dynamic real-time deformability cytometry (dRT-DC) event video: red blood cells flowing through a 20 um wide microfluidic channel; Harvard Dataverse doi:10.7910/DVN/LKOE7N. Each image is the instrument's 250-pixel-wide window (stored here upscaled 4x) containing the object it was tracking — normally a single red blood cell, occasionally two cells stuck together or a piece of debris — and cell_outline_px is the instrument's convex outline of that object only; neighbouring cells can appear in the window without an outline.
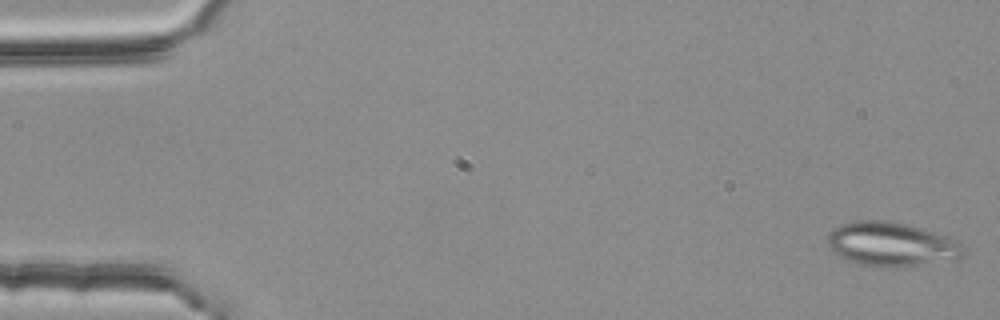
{"species": "common noctule bat (a hibernating species)", "species_latin": "Nyctalus noctula", "temperature_condition": "room temperature", "stored_images_in_passage": 52, "camera_frame_rate_fps": 3000, "um_per_image_px": 0.085, "animal": {"sex": "female", "body_mass_g": 25.1}, "frame": {"image": 1, "passage_image": 1, "time_ms": 0.0, "image_size_px": [1000, 320], "cell_outline_px": [[964, 256], [956, 260], [896, 268], [860, 264], [840, 256], [828, 244], [828, 236], [832, 228], [840, 224], [852, 220], [888, 220], [920, 228], [960, 240], [964, 248]], "centroid_in_image_um": [75.83, 20.76], "position_along_channel_um": 9.2, "area_um2": 35.08}}
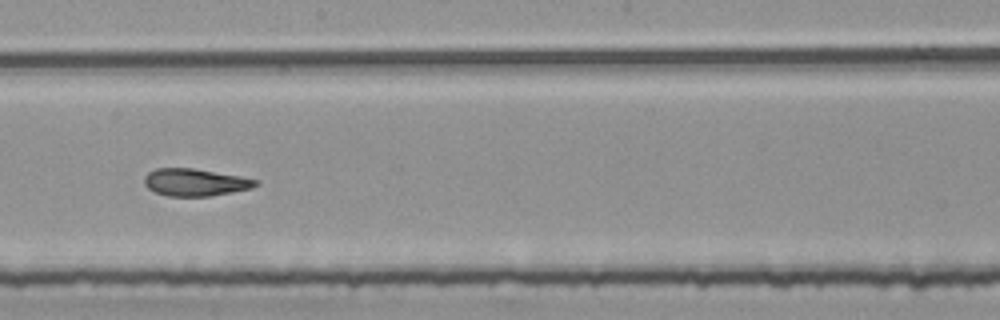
{"frame": {"image": 2, "passage_image": 30, "time_ms": 9.667, "image_size_px": [1000, 320], "cell_outline_px": [[260, 184], [252, 188], [212, 196], [168, 196], [156, 192], [148, 188], [144, 184], [144, 176], [148, 172], [156, 168], [192, 168], [240, 176], [260, 180]], "centroid_in_image_um": [16.61, 15.49], "position_along_channel_um": 231.6, "area_um2": 17.8}}
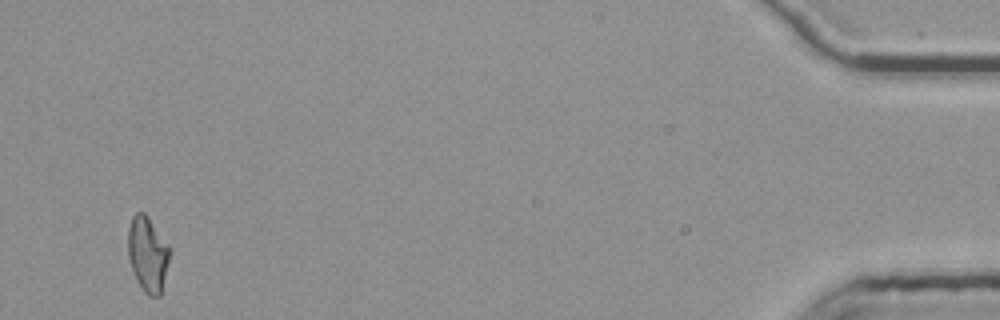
{"frame": {"image": 3, "passage_image": 52, "time_ms": 17.0, "image_size_px": [1000, 320], "cell_outline_px": [[168, 260], [160, 296], [148, 296], [144, 292], [136, 280], [128, 256], [128, 228], [132, 216], [136, 212], [144, 212], [168, 244]], "centroid_in_image_um": [12.52, 21.6], "position_along_channel_um": 422.7, "area_um2": 17.86}, "authors_computed_cell_mechanics": {"area_um2": 18.5538, "velocity_mm_per_s": 3.7766, "shape_relaxation_time_tau1_ms": null, "shape_relaxation_time_tau2_ms": 2.5203, "deformation_change_tau1": null, "deformation_change_tau2": 0.1117}}